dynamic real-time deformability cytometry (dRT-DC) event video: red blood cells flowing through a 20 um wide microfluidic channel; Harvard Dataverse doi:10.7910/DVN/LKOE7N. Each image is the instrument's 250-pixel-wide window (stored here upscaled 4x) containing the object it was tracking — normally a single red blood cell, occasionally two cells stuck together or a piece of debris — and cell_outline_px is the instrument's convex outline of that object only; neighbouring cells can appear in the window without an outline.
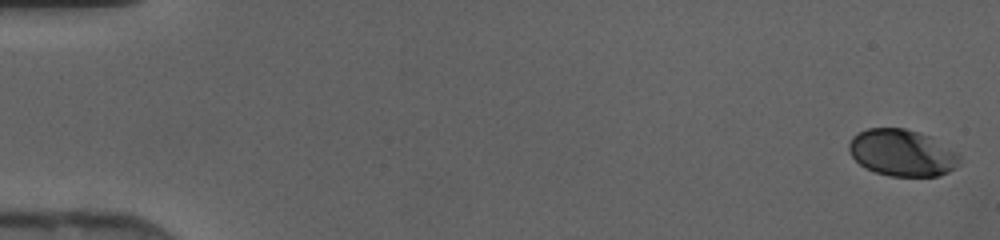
{"species": "human", "species_latin": "Homo sapiens", "temperature_condition": "cold", "stored_images_in_passage": 46, "camera_frame_rate_fps": 3000, "um_per_image_px": 0.085, "donor": {"sex": "female"}, "frame": {"image": 1, "passage_image": 1, "time_ms": 0.0, "image_size_px": [1000, 240], "cell_outline_px": [[960, 164], [956, 168], [940, 176], [888, 176], [864, 168], [852, 156], [848, 148], [848, 144], [852, 136], [856, 132], [868, 128], [904, 128], [920, 132], [928, 136], [956, 152], [960, 156]], "centroid_in_image_um": [76.65, 12.99], "position_along_channel_um": 8.3, "area_um2": 30.23}}
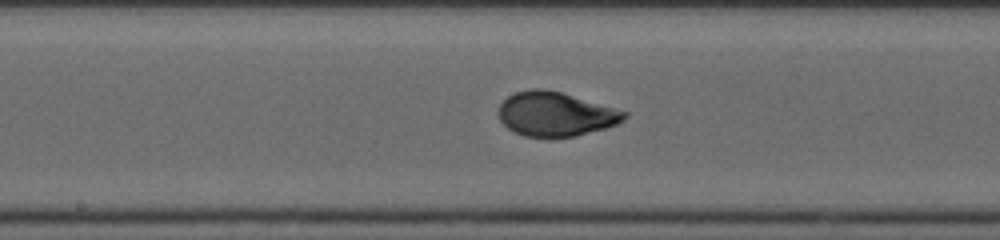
{"frame": {"image": 2, "passage_image": 25, "time_ms": 8.0, "image_size_px": [1000, 240], "cell_outline_px": [[628, 116], [624, 120], [616, 124], [604, 128], [576, 136], [524, 136], [508, 128], [500, 120], [496, 112], [500, 104], [508, 96], [516, 92], [532, 88], [544, 88], [560, 92], [628, 112]], "centroid_in_image_um": [47.19, 9.68], "position_along_channel_um": 201.0, "area_um2": 32.08}}
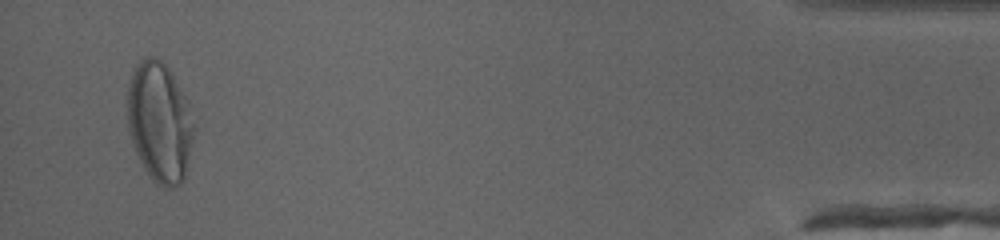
{"frame": {"image": 3, "passage_image": 45, "time_ms": 14.667, "image_size_px": [1000, 240], "cell_outline_px": [[196, 128], [184, 180], [180, 184], [172, 188], [164, 188], [156, 184], [144, 168], [132, 144], [128, 132], [124, 100], [132, 68], [140, 60], [148, 56], [156, 56], [172, 72], [188, 100]], "centroid_in_image_um": [13.55, 10.35], "position_along_channel_um": 421.7, "area_um2": 48.03}}